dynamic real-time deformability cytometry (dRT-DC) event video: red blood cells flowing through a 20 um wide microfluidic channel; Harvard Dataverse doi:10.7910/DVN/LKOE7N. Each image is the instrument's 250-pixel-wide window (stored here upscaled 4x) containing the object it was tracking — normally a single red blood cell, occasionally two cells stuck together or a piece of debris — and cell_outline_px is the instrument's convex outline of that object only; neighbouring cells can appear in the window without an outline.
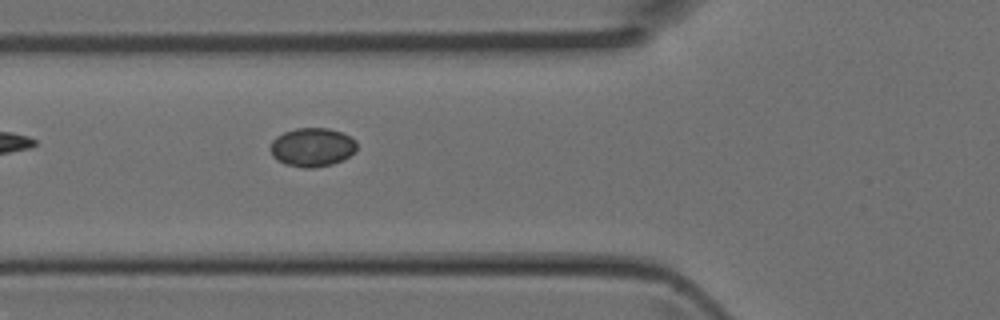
{"species": "Egyptian fruit bat (a non-hibernating species)", "species_latin": "Rousettus aegyptiacus", "temperature_condition": "room temperature", "stored_images_in_passage": 3, "camera_frame_rate_fps": 3000, "um_per_image_px": 0.085, "animal": {"sex": "female"}, "frame": {"image": 1, "passage_image": 3, "time_ms": 0.667, "image_size_px": [1000, 320], "cell_outline_px": [[356, 152], [344, 160], [332, 164], [312, 168], [304, 168], [284, 164], [276, 160], [272, 156], [272, 140], [276, 136], [284, 132], [296, 128], [328, 128], [340, 132], [356, 140]], "centroid_in_image_um": [26.55, 12.52], "position_along_channel_um": 99.3, "area_um2": 19.59}}